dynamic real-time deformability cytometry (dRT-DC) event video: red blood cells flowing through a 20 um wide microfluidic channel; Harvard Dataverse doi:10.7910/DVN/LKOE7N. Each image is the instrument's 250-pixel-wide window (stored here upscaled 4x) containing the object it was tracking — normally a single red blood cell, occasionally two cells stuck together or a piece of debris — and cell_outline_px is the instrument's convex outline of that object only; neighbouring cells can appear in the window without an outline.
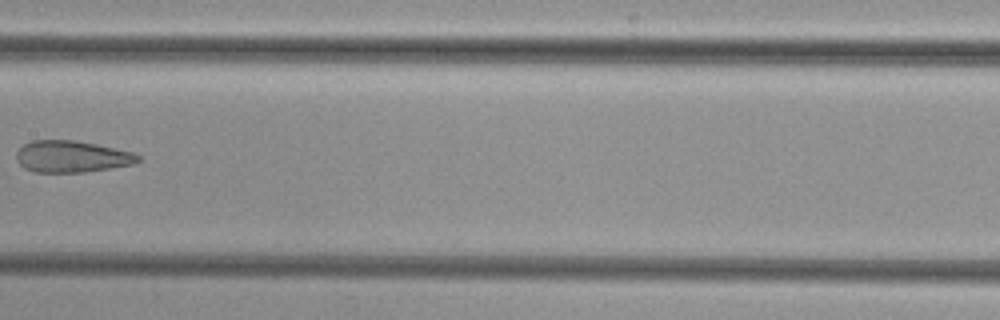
{"species": "common noctule bat (a hibernating species)", "species_latin": "Nyctalus noctula", "temperature_condition": "cold", "stored_images_in_passage": 7, "camera_frame_rate_fps": 3000, "um_per_image_px": 0.085, "animal": {"sex": "female", "body_mass_g": 29.2, "forearm_length_mm": 56.3}, "frame": {"image": 1, "passage_image": 7, "time_ms": 2.0, "image_size_px": [1000, 320], "cell_outline_px": [[140, 160], [132, 164], [112, 168], [84, 172], [32, 172], [24, 168], [16, 160], [16, 152], [24, 144], [32, 140], [72, 140], [96, 144], [132, 152], [140, 156]], "centroid_in_image_um": [6.07, 13.31], "position_along_channel_um": 201.3, "area_um2": 22.43}}